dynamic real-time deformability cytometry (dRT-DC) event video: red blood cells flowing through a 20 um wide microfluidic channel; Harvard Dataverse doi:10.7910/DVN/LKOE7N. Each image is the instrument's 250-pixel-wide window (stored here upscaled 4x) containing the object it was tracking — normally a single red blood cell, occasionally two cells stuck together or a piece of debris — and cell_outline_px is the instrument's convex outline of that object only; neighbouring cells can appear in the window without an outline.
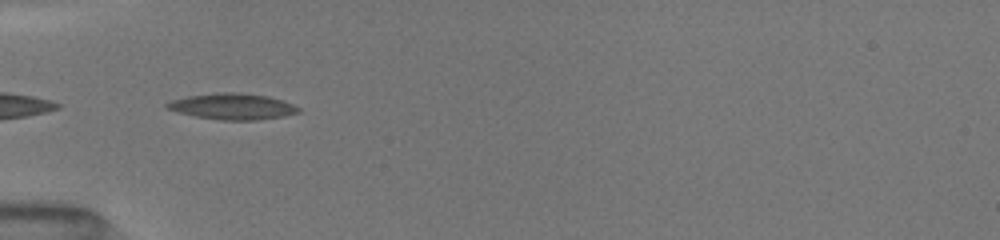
{"species": "common noctule bat (a hibernating species)", "species_latin": "Nyctalus noctula", "temperature_condition": "room temperature", "stored_images_in_passage": 2, "camera_frame_rate_fps": 3000, "um_per_image_px": 0.085, "animal": {"sex": "female", "body_mass_g": 19.5, "forearm_length_mm": 54.1}, "frame": {"image": 1, "passage_image": 1, "time_ms": 0.0, "image_size_px": [1000, 240], "cell_outline_px": [[300, 112], [284, 116], [256, 120], [220, 120], [196, 116], [176, 112], [164, 108], [164, 104], [172, 100], [188, 96], [220, 92], [232, 92], [268, 96], [292, 104], [300, 108]], "centroid_in_image_um": [19.72, 9.05], "position_along_channel_um": 65.3, "area_um2": 19.88}}